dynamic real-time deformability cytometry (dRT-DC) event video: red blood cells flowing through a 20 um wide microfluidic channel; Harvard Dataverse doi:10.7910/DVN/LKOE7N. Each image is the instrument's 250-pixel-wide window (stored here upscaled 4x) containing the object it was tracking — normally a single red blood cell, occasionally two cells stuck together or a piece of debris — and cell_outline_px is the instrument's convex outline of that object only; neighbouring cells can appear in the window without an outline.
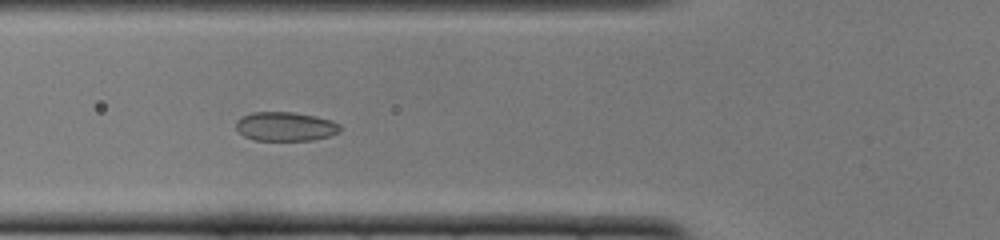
{"species": "common noctule bat (a hibernating species)", "species_latin": "Nyctalus noctula", "temperature_condition": "cold", "stored_images_in_passage": 50, "camera_frame_rate_fps": 3000, "um_per_image_px": 0.085, "animal": {"sex": "female", "body_mass_g": 22.0, "forearm_length_mm": 56.7}, "frame": {"image": 1, "passage_image": 17, "time_ms": 5.333, "image_size_px": [1000, 240], "cell_outline_px": [[340, 132], [328, 136], [312, 140], [252, 140], [244, 136], [236, 128], [236, 120], [252, 112], [292, 112], [332, 120], [340, 124]], "centroid_in_image_um": [24.25, 10.75], "position_along_channel_um": 101.5, "area_um2": 17.51}}
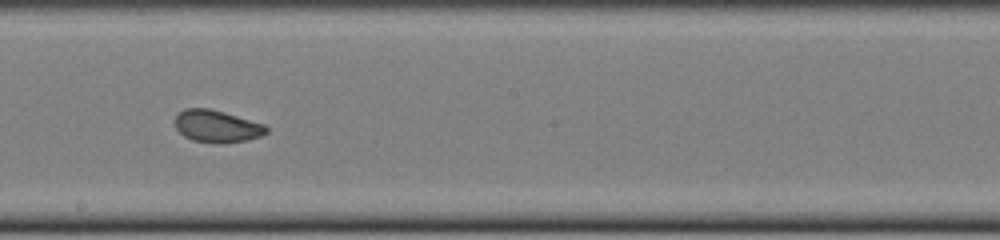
{"frame": {"image": 2, "passage_image": 27, "time_ms": 8.667, "image_size_px": [1000, 240], "cell_outline_px": [[268, 132], [260, 136], [248, 140], [224, 144], [216, 144], [192, 140], [184, 136], [176, 128], [176, 116], [184, 108], [208, 108], [224, 112], [264, 124], [268, 128]], "centroid_in_image_um": [18.45, 10.75], "position_along_channel_um": 229.8, "area_um2": 17.22}}
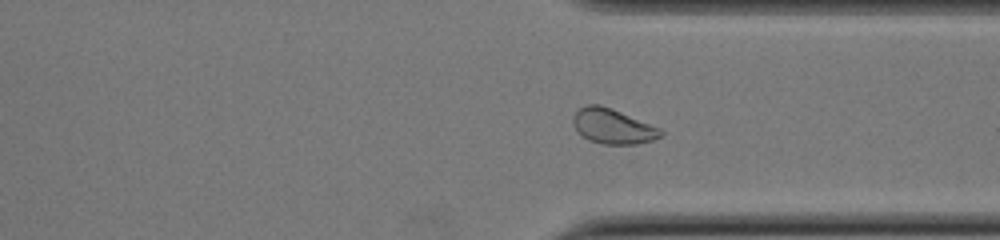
{"frame": {"image": 3, "passage_image": 37, "time_ms": 12.0, "image_size_px": [1000, 240], "cell_outline_px": [[664, 136], [652, 140], [636, 144], [600, 144], [588, 140], [576, 128], [572, 120], [572, 116], [584, 104], [600, 104], [612, 108], [660, 128], [664, 132]], "centroid_in_image_um": [52.1, 10.73], "position_along_channel_um": 359.3, "area_um2": 17.92}, "authors_computed_cell_mechanics": {"area_um2": 18.6983, "velocity_mm_per_s": 3.8547, "shape_relaxation_time_tau1_ms": 6.2885, "shape_relaxation_time_tau2_ms": 1.2655, "deformation_change_tau1": 0.13, "deformation_change_tau2": 0.0437}}